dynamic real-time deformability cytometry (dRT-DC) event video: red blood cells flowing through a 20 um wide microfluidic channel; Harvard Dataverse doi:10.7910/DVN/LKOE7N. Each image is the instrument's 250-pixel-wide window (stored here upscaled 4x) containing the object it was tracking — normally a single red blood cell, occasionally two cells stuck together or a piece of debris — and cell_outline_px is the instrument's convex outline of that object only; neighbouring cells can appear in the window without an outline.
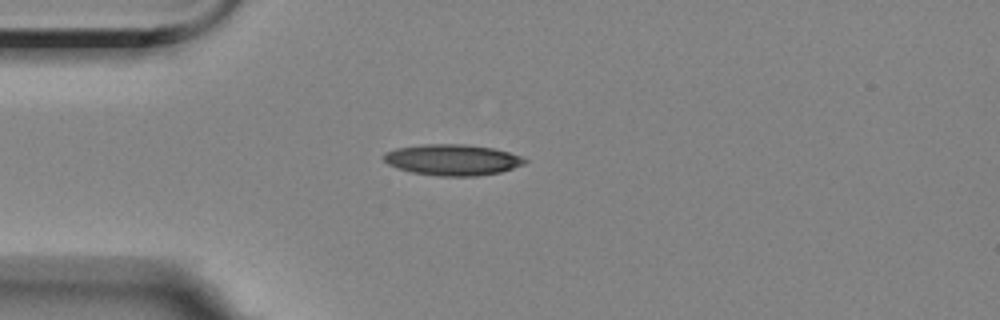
{"species": "Egyptian fruit bat (a non-hibernating species)", "species_latin": "Rousettus aegyptiacus", "temperature_condition": "room temperature", "stored_images_in_passage": 3, "camera_frame_rate_fps": 3000, "um_per_image_px": 0.085, "animal": {"sex": "female"}, "frame": {"image": 1, "passage_image": 1, "time_ms": 0.0, "image_size_px": [1000, 320], "cell_outline_px": [[528, 160], [524, 164], [500, 172], [476, 176], [440, 176], [412, 172], [388, 164], [380, 156], [384, 152], [396, 148], [420, 144], [464, 144], [492, 148], [508, 152], [520, 156]], "centroid_in_image_um": [38.42, 13.57], "position_along_channel_um": 46.6, "area_um2": 25.43}}
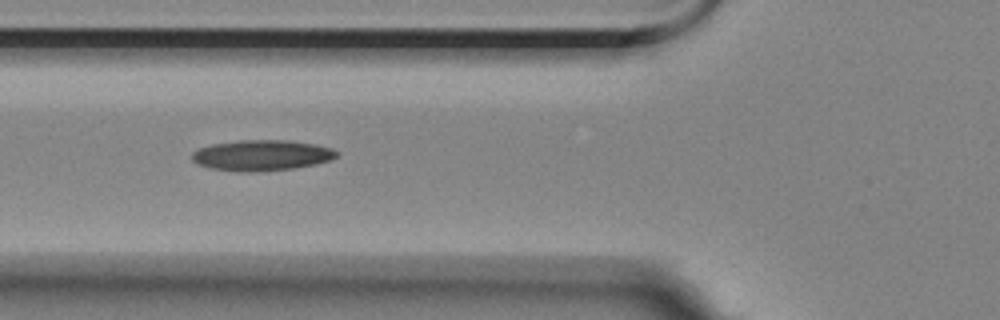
{"frame": {"image": 2, "passage_image": 3, "time_ms": 2.0, "image_size_px": [1000, 320], "cell_outline_px": [[340, 152], [332, 160], [316, 164], [292, 168], [256, 172], [236, 172], [208, 168], [196, 164], [192, 160], [192, 152], [200, 148], [212, 144], [240, 140], [288, 140], [316, 144], [332, 148]], "centroid_in_image_um": [22.24, 13.21], "position_along_channel_um": 103.6, "area_um2": 26.18}}